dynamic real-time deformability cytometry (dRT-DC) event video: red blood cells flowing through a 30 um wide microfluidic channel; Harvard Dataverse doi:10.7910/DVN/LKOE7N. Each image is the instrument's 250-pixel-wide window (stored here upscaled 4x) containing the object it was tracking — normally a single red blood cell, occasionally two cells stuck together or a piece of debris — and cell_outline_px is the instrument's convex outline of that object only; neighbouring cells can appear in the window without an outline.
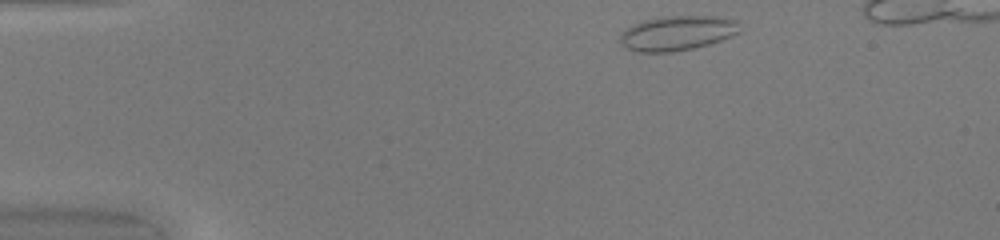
{"species": "common noctule bat (a hibernating species)", "species_latin": "Nyctalus noctula", "temperature_condition": "warm", "stored_images_in_passage": 39, "camera_frame_rate_fps": 3000, "um_per_image_px": 0.085, "animal": {"sex": "female", "body_mass_g": 20.0, "forearm_length_mm": 54.0}, "frame": {"image": 1, "passage_image": 1, "time_ms": 0.0, "image_size_px": [1000, 240], "cell_outline_px": [[740, 32], [732, 36], [696, 48], [672, 52], [640, 52], [624, 48], [620, 44], [620, 36], [632, 24], [644, 20], [664, 16], [720, 16], [736, 20]], "centroid_in_image_um": [57.56, 2.82], "position_along_channel_um": 27.4, "area_um2": 24.28}}
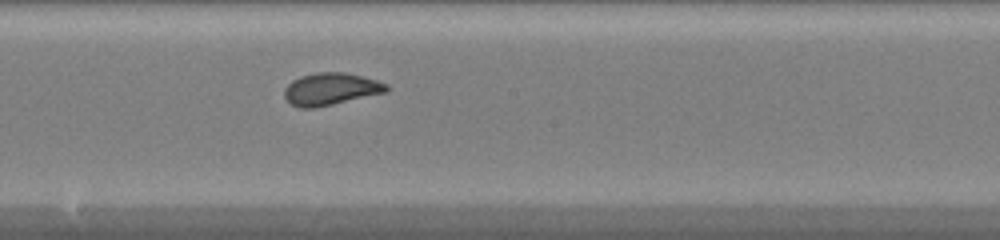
{"frame": {"image": 2, "passage_image": 20, "time_ms": 6.333, "image_size_px": [1000, 240], "cell_outline_px": [[388, 92], [332, 104], [312, 108], [300, 108], [292, 104], [284, 96], [284, 88], [292, 80], [300, 76], [316, 72], [344, 72], [376, 80], [388, 84]], "centroid_in_image_um": [28.11, 7.56], "position_along_channel_um": 220.1, "area_um2": 19.07}}
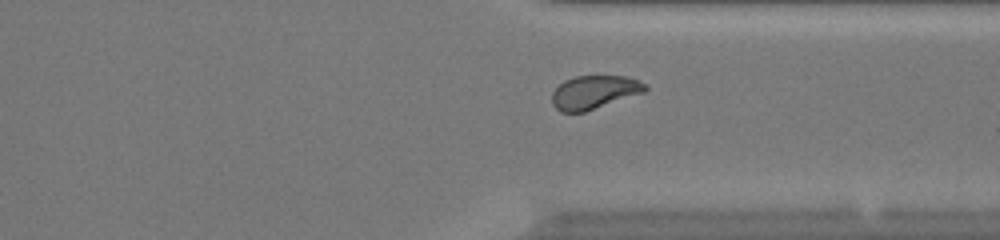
{"frame": {"image": 3, "passage_image": 30, "time_ms": 9.667, "image_size_px": [1000, 240], "cell_outline_px": [[648, 88], [644, 92], [584, 112], [560, 112], [552, 104], [552, 92], [564, 80], [576, 76], [628, 76], [648, 84]], "centroid_in_image_um": [50.51, 7.83], "position_along_channel_um": 360.9, "area_um2": 18.15}, "authors_computed_cell_mechanics": {"area_um2": 19.0162, "velocity_mm_per_s": 4.2225, "shape_relaxation_time_tau1_ms": 7.2525, "shape_relaxation_time_tau2_ms": null, "deformation_change_tau1": 0.1317, "deformation_change_tau2": null}}